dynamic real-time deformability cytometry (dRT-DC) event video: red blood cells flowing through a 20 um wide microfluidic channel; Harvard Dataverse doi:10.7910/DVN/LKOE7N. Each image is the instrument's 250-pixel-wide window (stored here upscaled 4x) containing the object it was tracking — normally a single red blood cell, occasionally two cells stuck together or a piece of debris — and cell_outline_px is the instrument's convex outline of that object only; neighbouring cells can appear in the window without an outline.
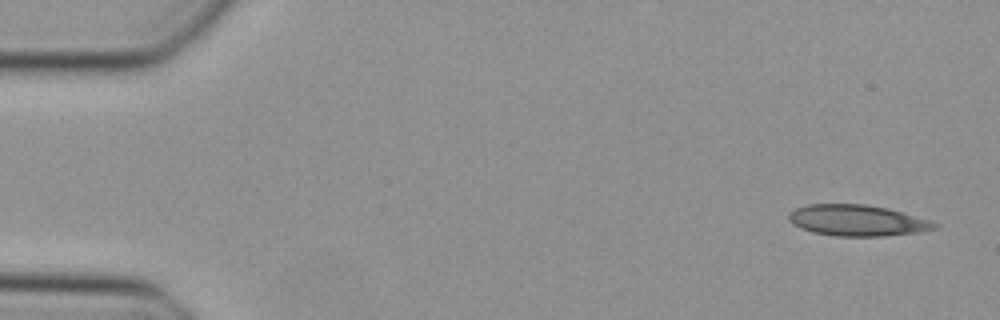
{"species": "Egyptian fruit bat (a non-hibernating species)", "species_latin": "Rousettus aegyptiacus", "temperature_condition": "cold", "stored_images_in_passage": 13, "camera_frame_rate_fps": 3000, "um_per_image_px": 0.085, "animal": {"sex": "female"}, "frame": {"image": 1, "passage_image": 1, "time_ms": 0.0, "image_size_px": [1000, 320], "cell_outline_px": [[940, 224], [936, 228], [916, 232], [884, 236], [836, 236], [812, 232], [800, 228], [792, 224], [788, 220], [788, 212], [796, 208], [808, 204], [864, 204], [888, 208], [928, 220]], "centroid_in_image_um": [72.8, 18.73], "position_along_channel_um": 12.2, "area_um2": 26.36}}
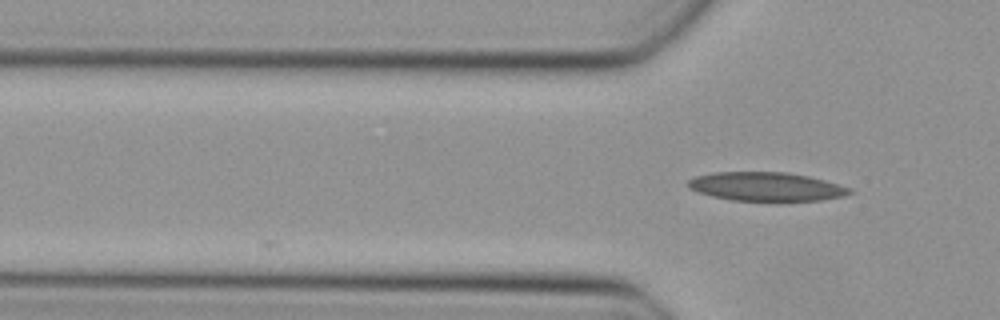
{"frame": {"image": 2, "passage_image": 13, "time_ms": 4.0, "image_size_px": [1000, 320], "cell_outline_px": [[852, 192], [844, 196], [820, 200], [732, 200], [712, 196], [688, 188], [684, 184], [688, 180], [696, 176], [712, 172], [788, 172], [808, 176], [824, 180], [852, 188]], "centroid_in_image_um": [65.1, 15.85], "position_along_channel_um": 60.7, "area_um2": 26.93}}